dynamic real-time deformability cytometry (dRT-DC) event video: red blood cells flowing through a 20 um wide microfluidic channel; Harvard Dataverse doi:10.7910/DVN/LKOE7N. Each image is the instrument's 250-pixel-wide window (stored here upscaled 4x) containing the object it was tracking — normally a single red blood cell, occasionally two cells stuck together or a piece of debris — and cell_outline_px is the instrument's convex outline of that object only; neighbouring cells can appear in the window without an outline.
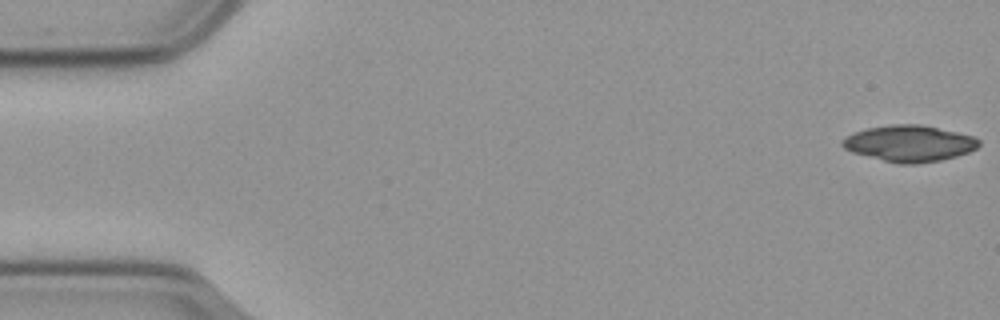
{"species": "common noctule bat (a hibernating species)", "species_latin": "Nyctalus noctula", "temperature_condition": "cold", "stored_images_in_passage": 56, "camera_frame_rate_fps": 3000, "um_per_image_px": 0.085, "animal": {"sex": "male", "body_mass_g": 23.1, "forearm_length_mm": 52.7}, "frame": {"image": 1, "passage_image": 1, "time_ms": 0.0, "image_size_px": [1000, 320], "cell_outline_px": [[980, 144], [976, 148], [968, 152], [956, 156], [940, 160], [916, 164], [900, 164], [852, 152], [844, 148], [840, 144], [840, 140], [844, 136], [868, 128], [892, 124], [920, 124], [956, 132], [972, 136], [980, 140]], "centroid_in_image_um": [77.27, 12.19], "position_along_channel_um": 7.7, "area_um2": 28.67}, "authors_computed_cell_mechanics": {"area_um2": 29.1023, "velocity_mm_per_s": 3.6091, "shape_relaxation_time_tau1_ms": 0.4399, "shape_relaxation_time_tau2_ms": null, "deformation_change_tau1": 0.2592, "deformation_change_tau2": null}}